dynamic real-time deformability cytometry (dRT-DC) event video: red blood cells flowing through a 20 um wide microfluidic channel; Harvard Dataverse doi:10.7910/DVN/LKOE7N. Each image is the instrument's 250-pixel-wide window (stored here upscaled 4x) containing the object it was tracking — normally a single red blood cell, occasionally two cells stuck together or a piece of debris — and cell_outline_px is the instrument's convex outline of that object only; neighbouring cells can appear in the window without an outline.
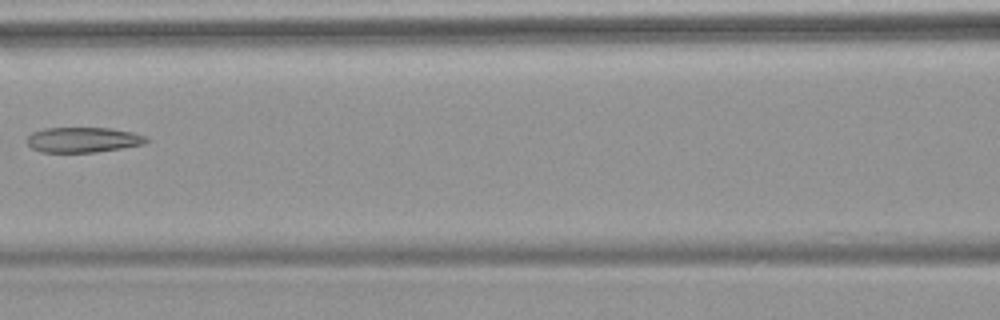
{"species": "common noctule bat (a hibernating species)", "species_latin": "Nyctalus noctula", "temperature_condition": "warm", "stored_images_in_passage": 7, "camera_frame_rate_fps": 3000, "um_per_image_px": 0.085, "animal": {"sex": "female", "body_mass_g": 18.4}, "frame": {"image": 1, "passage_image": 7, "time_ms": 7.333, "image_size_px": [1000, 320], "cell_outline_px": [[148, 140], [144, 144], [96, 152], [40, 152], [32, 148], [24, 140], [32, 132], [44, 128], [108, 128], [132, 132], [144, 136]], "centroid_in_image_um": [6.99, 11.88], "position_along_channel_um": 159.6, "area_um2": 17.46}}